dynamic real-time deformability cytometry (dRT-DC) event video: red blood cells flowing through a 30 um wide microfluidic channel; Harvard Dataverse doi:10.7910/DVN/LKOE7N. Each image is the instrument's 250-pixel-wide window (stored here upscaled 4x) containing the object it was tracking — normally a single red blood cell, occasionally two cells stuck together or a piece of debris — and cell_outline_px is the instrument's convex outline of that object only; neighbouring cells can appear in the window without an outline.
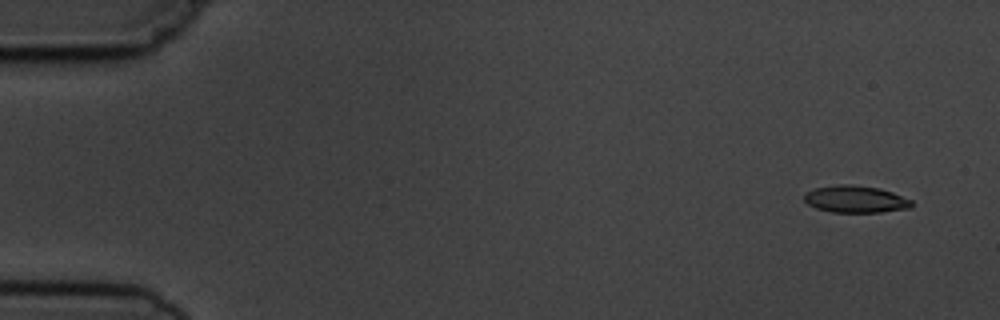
{"species": "common noctule bat (a hibernating species)", "species_latin": "Nyctalus noctula", "temperature_condition": "cold", "stored_images_in_passage": 6, "segment_of_instrument_passage": [2, 2], "camera_frame_rate_fps": 3000, "um_per_image_px": 0.085, "animal": {"sex": "male", "body_mass_g": 19.5, "forearm_length_mm": 54.6}, "frame": {"image": 1, "passage_image": 6, "time_ms": 6.667, "image_size_px": [1000, 320], "cell_outline_px": [[912, 208], [880, 212], [832, 212], [816, 208], [808, 204], [804, 200], [804, 192], [816, 188], [840, 184], [852, 184], [880, 188], [892, 192], [912, 200]], "centroid_in_image_um": [72.72, 16.93], "position_along_channel_um": 12.3, "area_um2": 16.99}}